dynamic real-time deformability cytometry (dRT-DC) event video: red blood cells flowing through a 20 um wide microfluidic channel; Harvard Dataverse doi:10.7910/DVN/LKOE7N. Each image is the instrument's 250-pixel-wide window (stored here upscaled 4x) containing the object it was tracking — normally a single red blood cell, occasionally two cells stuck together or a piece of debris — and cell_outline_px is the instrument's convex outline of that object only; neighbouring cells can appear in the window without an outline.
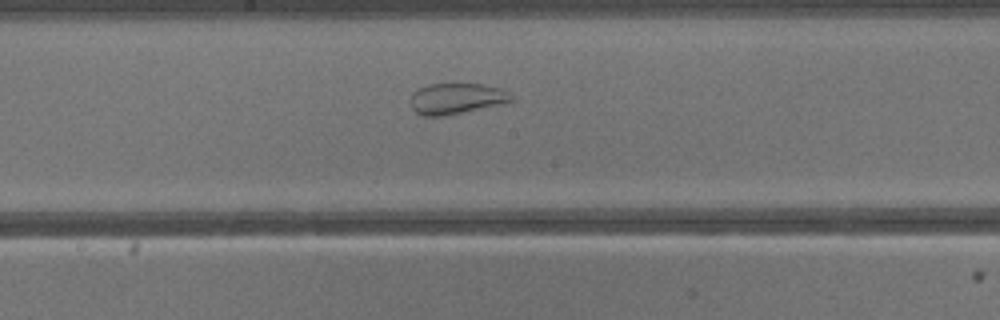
{"species": "common noctule bat (a hibernating species)", "species_latin": "Nyctalus noctula", "temperature_condition": "warm", "stored_images_in_passage": 23, "camera_frame_rate_fps": 3000, "um_per_image_px": 0.085, "animal": {"sex": "male", "body_mass_g": 13.3}, "frame": {"image": 1, "passage_image": 14, "time_ms": 4.333, "image_size_px": [1000, 320], "cell_outline_px": [[512, 100], [500, 104], [444, 116], [420, 116], [412, 108], [412, 92], [428, 84], [480, 84], [500, 88], [508, 92], [512, 96]], "centroid_in_image_um": [38.76, 8.38], "position_along_channel_um": 209.4, "area_um2": 17.86}}
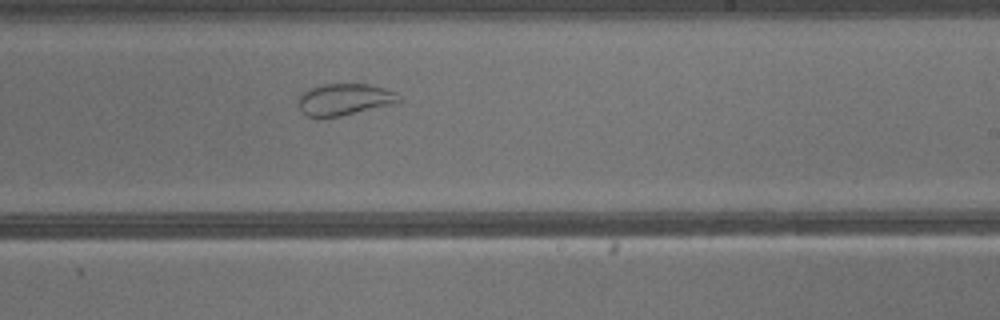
{"frame": {"image": 2, "passage_image": 17, "time_ms": 5.333, "image_size_px": [1000, 320], "cell_outline_px": [[400, 100], [396, 104], [340, 116], [304, 116], [300, 112], [296, 104], [300, 92], [308, 88], [320, 84], [368, 84], [384, 88], [396, 92], [400, 96]], "centroid_in_image_um": [29.23, 8.44], "position_along_channel_um": 259.8, "area_um2": 18.96}}
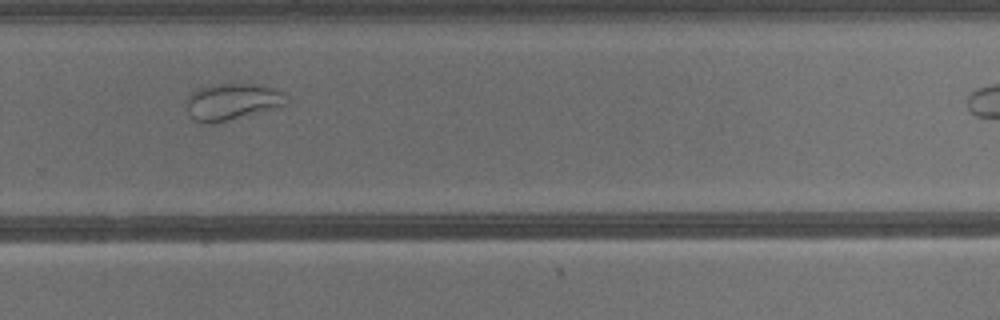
{"frame": {"image": 3, "passage_image": 20, "time_ms": 6.333, "image_size_px": [1000, 320], "cell_outline_px": [[288, 104], [216, 124], [200, 124], [192, 120], [188, 112], [188, 96], [192, 92], [200, 88], [220, 84], [252, 84], [272, 88], [280, 92], [288, 100]], "centroid_in_image_um": [19.69, 8.68], "position_along_channel_um": 310.1, "area_um2": 21.1}}